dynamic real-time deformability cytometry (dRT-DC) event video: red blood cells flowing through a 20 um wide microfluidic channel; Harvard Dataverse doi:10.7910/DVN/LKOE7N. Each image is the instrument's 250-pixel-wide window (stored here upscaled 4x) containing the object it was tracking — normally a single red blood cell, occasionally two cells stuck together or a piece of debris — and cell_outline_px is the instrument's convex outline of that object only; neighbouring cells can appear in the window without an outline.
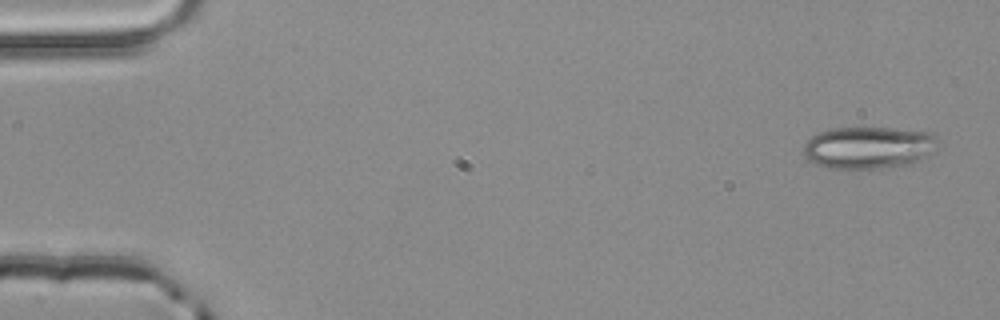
{"species": "common noctule bat (a hibernating species)", "species_latin": "Nyctalus noctula", "temperature_condition": "room temperature", "stored_images_in_passage": 4, "camera_frame_rate_fps": 3000, "um_per_image_px": 0.085, "animal": {"sex": "male", "body_mass_g": 20.4}, "frame": {"image": 1, "passage_image": 1, "time_ms": 0.0, "image_size_px": [1000, 320], "cell_outline_px": [[936, 152], [912, 164], [880, 168], [828, 168], [816, 164], [808, 160], [804, 156], [804, 144], [816, 132], [828, 128], [888, 128], [928, 132], [936, 136]], "centroid_in_image_um": [73.82, 12.54], "position_along_channel_um": 11.2, "area_um2": 33.18}}